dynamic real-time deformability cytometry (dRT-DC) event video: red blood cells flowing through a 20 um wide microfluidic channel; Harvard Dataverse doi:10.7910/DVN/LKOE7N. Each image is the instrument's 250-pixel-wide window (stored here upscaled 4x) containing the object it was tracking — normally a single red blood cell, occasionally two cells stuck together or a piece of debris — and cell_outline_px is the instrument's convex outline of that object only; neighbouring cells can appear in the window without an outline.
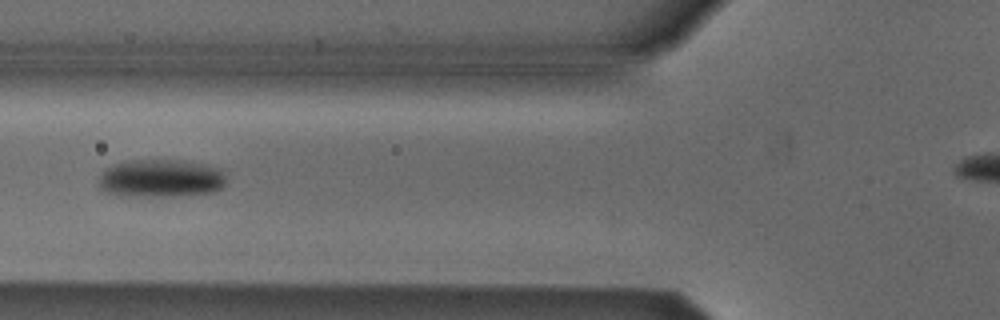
{"species": "Egyptian fruit bat (a non-hibernating species)", "species_latin": "Rousettus aegyptiacus", "temperature_condition": "cold", "stored_images_in_passage": 3, "camera_frame_rate_fps": 3000, "um_per_image_px": 0.085, "animal": {"sex": "male"}, "frame": {"image": 1, "passage_image": 3, "time_ms": 2.333, "image_size_px": [1000, 320], "cell_outline_px": [[224, 184], [220, 188], [212, 192], [180, 196], [124, 196], [108, 192], [100, 188], [96, 180], [100, 172], [104, 168], [116, 164], [132, 160], [184, 160], [208, 164], [220, 168], [224, 176]], "centroid_in_image_um": [13.64, 15.15], "position_along_channel_um": 112.2, "area_um2": 28.55}}